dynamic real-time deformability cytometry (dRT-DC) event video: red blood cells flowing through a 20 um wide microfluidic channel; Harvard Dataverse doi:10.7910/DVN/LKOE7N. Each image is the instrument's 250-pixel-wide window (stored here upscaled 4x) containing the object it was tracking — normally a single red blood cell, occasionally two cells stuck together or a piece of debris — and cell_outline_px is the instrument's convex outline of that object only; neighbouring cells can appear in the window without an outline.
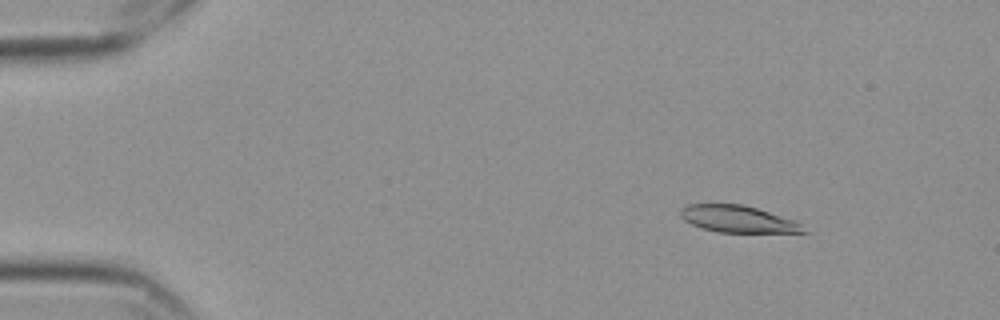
{"species": "Egyptian fruit bat (a non-hibernating species)", "species_latin": "Rousettus aegyptiacus", "temperature_condition": "cold", "stored_images_in_passage": 58, "camera_frame_rate_fps": 3000, "um_per_image_px": 0.085, "frame": {"image": 1, "passage_image": 8, "time_ms": 2.333, "image_size_px": [1000, 320], "cell_outline_px": [[808, 232], [716, 232], [700, 228], [684, 220], [680, 216], [680, 208], [688, 204], [740, 204], [756, 208], [796, 220]], "centroid_in_image_um": [62.68, 18.61], "position_along_channel_um": 22.3, "area_um2": 19.19}}
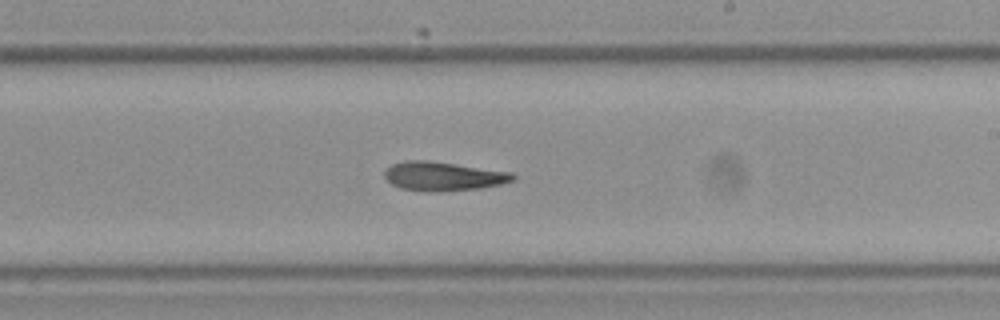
{"frame": {"image": 2, "passage_image": 35, "time_ms": 11.333, "image_size_px": [1000, 320], "cell_outline_px": [[516, 176], [512, 180], [500, 184], [480, 188], [444, 192], [432, 192], [400, 188], [392, 184], [384, 176], [384, 172], [392, 164], [404, 160], [428, 160], [512, 172]], "centroid_in_image_um": [37.66, 14.98], "position_along_channel_um": 251.3, "area_um2": 21.68}}
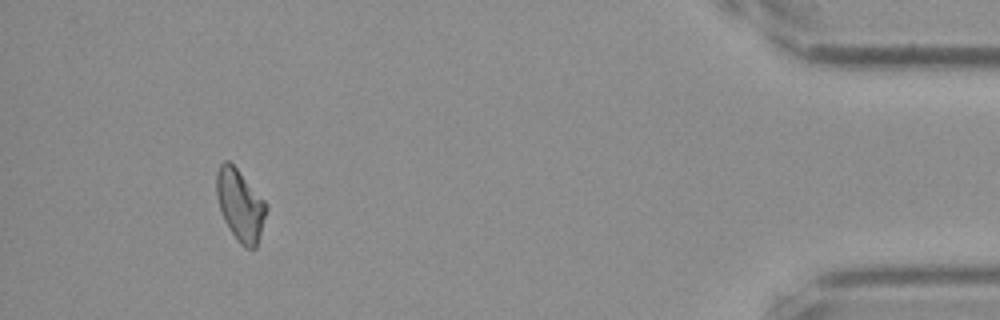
{"frame": {"image": 3, "passage_image": 54, "time_ms": 17.667, "image_size_px": [1000, 320], "cell_outline_px": [[268, 208], [256, 248], [244, 248], [236, 240], [228, 228], [224, 220], [216, 196], [216, 172], [220, 164], [224, 160], [228, 160], [236, 168], [268, 204]], "centroid_in_image_um": [20.41, 17.45], "position_along_channel_um": 414.8, "area_um2": 20.75}, "authors_computed_cell_mechanics": {"area_um2": 21.0392, "velocity_mm_per_s": 3.5426, "shape_relaxation_time_tau1_ms": 5.6476, "shape_relaxation_time_tau2_ms": null, "deformation_change_tau1": 0.1482, "deformation_change_tau2": null}}